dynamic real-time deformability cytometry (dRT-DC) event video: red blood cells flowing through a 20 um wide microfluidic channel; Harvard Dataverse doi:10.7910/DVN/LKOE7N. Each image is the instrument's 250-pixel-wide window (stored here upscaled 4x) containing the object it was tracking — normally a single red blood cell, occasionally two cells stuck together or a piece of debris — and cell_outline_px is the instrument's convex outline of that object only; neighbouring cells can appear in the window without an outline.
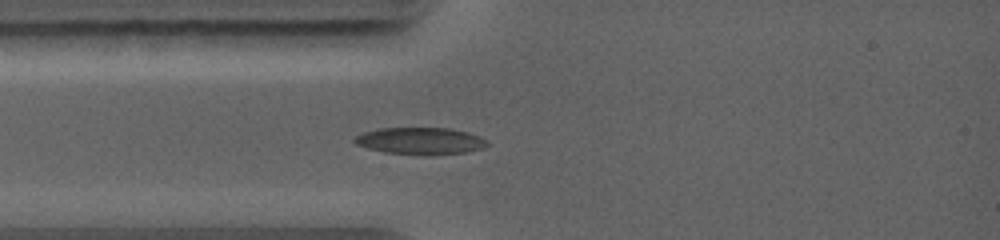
{"species": "common noctule bat (a hibernating species)", "species_latin": "Nyctalus noctula", "temperature_condition": "warm", "stored_images_in_passage": 3, "camera_frame_rate_fps": 5000, "um_per_image_px": 0.085, "animal": {"sex": "female", "body_mass_g": 19.0, "forearm_length_mm": 56.7}, "frame": {"image": 1, "passage_image": 3, "time_ms": 2.0, "image_size_px": [1000, 240], "cell_outline_px": [[488, 144], [484, 148], [464, 152], [428, 156], [384, 152], [368, 148], [356, 144], [352, 140], [356, 136], [364, 132], [376, 128], [448, 128], [468, 132], [480, 136], [488, 140]], "centroid_in_image_um": [35.74, 11.98], "position_along_channel_um": 49.3, "area_um2": 21.04}}